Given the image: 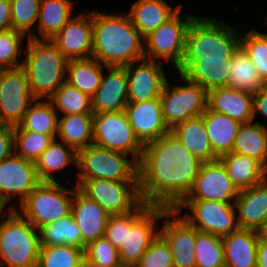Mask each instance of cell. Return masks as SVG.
Returning <instances> with one entry per match:
<instances>
[{
    "label": "cell",
    "mask_w": 267,
    "mask_h": 267,
    "mask_svg": "<svg viewBox=\"0 0 267 267\" xmlns=\"http://www.w3.org/2000/svg\"><path fill=\"white\" fill-rule=\"evenodd\" d=\"M201 164L171 132L144 145L138 163L142 202L174 209L190 191Z\"/></svg>",
    "instance_id": "obj_1"
},
{
    "label": "cell",
    "mask_w": 267,
    "mask_h": 267,
    "mask_svg": "<svg viewBox=\"0 0 267 267\" xmlns=\"http://www.w3.org/2000/svg\"><path fill=\"white\" fill-rule=\"evenodd\" d=\"M143 41V42H142ZM144 37L128 14L117 16L93 11L92 57L106 67H123L145 59Z\"/></svg>",
    "instance_id": "obj_2"
},
{
    "label": "cell",
    "mask_w": 267,
    "mask_h": 267,
    "mask_svg": "<svg viewBox=\"0 0 267 267\" xmlns=\"http://www.w3.org/2000/svg\"><path fill=\"white\" fill-rule=\"evenodd\" d=\"M238 35L234 27L214 17H195L187 30L185 52L177 71L181 74L194 60L231 59L240 46Z\"/></svg>",
    "instance_id": "obj_3"
},
{
    "label": "cell",
    "mask_w": 267,
    "mask_h": 267,
    "mask_svg": "<svg viewBox=\"0 0 267 267\" xmlns=\"http://www.w3.org/2000/svg\"><path fill=\"white\" fill-rule=\"evenodd\" d=\"M22 68L26 71L29 89L36 99H48L66 80L67 58L51 40L28 38Z\"/></svg>",
    "instance_id": "obj_4"
},
{
    "label": "cell",
    "mask_w": 267,
    "mask_h": 267,
    "mask_svg": "<svg viewBox=\"0 0 267 267\" xmlns=\"http://www.w3.org/2000/svg\"><path fill=\"white\" fill-rule=\"evenodd\" d=\"M0 223V267H37L40 235L14 206Z\"/></svg>",
    "instance_id": "obj_5"
},
{
    "label": "cell",
    "mask_w": 267,
    "mask_h": 267,
    "mask_svg": "<svg viewBox=\"0 0 267 267\" xmlns=\"http://www.w3.org/2000/svg\"><path fill=\"white\" fill-rule=\"evenodd\" d=\"M74 190L56 182H40L20 205V214L38 230L71 213Z\"/></svg>",
    "instance_id": "obj_6"
},
{
    "label": "cell",
    "mask_w": 267,
    "mask_h": 267,
    "mask_svg": "<svg viewBox=\"0 0 267 267\" xmlns=\"http://www.w3.org/2000/svg\"><path fill=\"white\" fill-rule=\"evenodd\" d=\"M127 154L91 144L78 151L79 179L138 181V163Z\"/></svg>",
    "instance_id": "obj_7"
},
{
    "label": "cell",
    "mask_w": 267,
    "mask_h": 267,
    "mask_svg": "<svg viewBox=\"0 0 267 267\" xmlns=\"http://www.w3.org/2000/svg\"><path fill=\"white\" fill-rule=\"evenodd\" d=\"M164 217L163 206H151L142 202L135 210L127 213V237L119 249L123 266L136 265L150 244L159 235L156 220Z\"/></svg>",
    "instance_id": "obj_8"
},
{
    "label": "cell",
    "mask_w": 267,
    "mask_h": 267,
    "mask_svg": "<svg viewBox=\"0 0 267 267\" xmlns=\"http://www.w3.org/2000/svg\"><path fill=\"white\" fill-rule=\"evenodd\" d=\"M76 186L110 215L129 213L142 203L138 181L79 179Z\"/></svg>",
    "instance_id": "obj_9"
},
{
    "label": "cell",
    "mask_w": 267,
    "mask_h": 267,
    "mask_svg": "<svg viewBox=\"0 0 267 267\" xmlns=\"http://www.w3.org/2000/svg\"><path fill=\"white\" fill-rule=\"evenodd\" d=\"M102 148L131 154L139 163L144 146L139 142L125 111L93 114V142Z\"/></svg>",
    "instance_id": "obj_10"
},
{
    "label": "cell",
    "mask_w": 267,
    "mask_h": 267,
    "mask_svg": "<svg viewBox=\"0 0 267 267\" xmlns=\"http://www.w3.org/2000/svg\"><path fill=\"white\" fill-rule=\"evenodd\" d=\"M180 76L186 86H173L170 90L167 80L160 96L163 120L170 130L178 123L201 116L208 103V92L203 87Z\"/></svg>",
    "instance_id": "obj_11"
},
{
    "label": "cell",
    "mask_w": 267,
    "mask_h": 267,
    "mask_svg": "<svg viewBox=\"0 0 267 267\" xmlns=\"http://www.w3.org/2000/svg\"><path fill=\"white\" fill-rule=\"evenodd\" d=\"M181 9L166 23L144 37L145 59L155 61L162 58L171 61L176 69L181 65L184 52L187 30L195 16L181 17Z\"/></svg>",
    "instance_id": "obj_12"
},
{
    "label": "cell",
    "mask_w": 267,
    "mask_h": 267,
    "mask_svg": "<svg viewBox=\"0 0 267 267\" xmlns=\"http://www.w3.org/2000/svg\"><path fill=\"white\" fill-rule=\"evenodd\" d=\"M189 207V213L183 217L198 231L225 236L239 229L234 203L212 200H182L174 209L180 212Z\"/></svg>",
    "instance_id": "obj_13"
},
{
    "label": "cell",
    "mask_w": 267,
    "mask_h": 267,
    "mask_svg": "<svg viewBox=\"0 0 267 267\" xmlns=\"http://www.w3.org/2000/svg\"><path fill=\"white\" fill-rule=\"evenodd\" d=\"M36 98L29 89L26 71L0 70V123L17 126Z\"/></svg>",
    "instance_id": "obj_14"
},
{
    "label": "cell",
    "mask_w": 267,
    "mask_h": 267,
    "mask_svg": "<svg viewBox=\"0 0 267 267\" xmlns=\"http://www.w3.org/2000/svg\"><path fill=\"white\" fill-rule=\"evenodd\" d=\"M238 189L233 185L223 163L217 159L202 162L194 183L183 200H212L234 203ZM234 199V201H232Z\"/></svg>",
    "instance_id": "obj_15"
},
{
    "label": "cell",
    "mask_w": 267,
    "mask_h": 267,
    "mask_svg": "<svg viewBox=\"0 0 267 267\" xmlns=\"http://www.w3.org/2000/svg\"><path fill=\"white\" fill-rule=\"evenodd\" d=\"M175 209L164 207L165 224L159 231V235L169 245L174 267H196L195 260V241L196 232L193 227L182 215ZM176 216L170 220V217Z\"/></svg>",
    "instance_id": "obj_16"
},
{
    "label": "cell",
    "mask_w": 267,
    "mask_h": 267,
    "mask_svg": "<svg viewBox=\"0 0 267 267\" xmlns=\"http://www.w3.org/2000/svg\"><path fill=\"white\" fill-rule=\"evenodd\" d=\"M40 182L35 162L15 153L0 161V201L5 206L16 195L21 204Z\"/></svg>",
    "instance_id": "obj_17"
},
{
    "label": "cell",
    "mask_w": 267,
    "mask_h": 267,
    "mask_svg": "<svg viewBox=\"0 0 267 267\" xmlns=\"http://www.w3.org/2000/svg\"><path fill=\"white\" fill-rule=\"evenodd\" d=\"M72 17L50 40L67 60L92 57L93 12ZM84 54V55H83Z\"/></svg>",
    "instance_id": "obj_18"
},
{
    "label": "cell",
    "mask_w": 267,
    "mask_h": 267,
    "mask_svg": "<svg viewBox=\"0 0 267 267\" xmlns=\"http://www.w3.org/2000/svg\"><path fill=\"white\" fill-rule=\"evenodd\" d=\"M134 62L123 66L127 73L128 103L160 99L167 81L160 63L143 59L135 67Z\"/></svg>",
    "instance_id": "obj_19"
},
{
    "label": "cell",
    "mask_w": 267,
    "mask_h": 267,
    "mask_svg": "<svg viewBox=\"0 0 267 267\" xmlns=\"http://www.w3.org/2000/svg\"><path fill=\"white\" fill-rule=\"evenodd\" d=\"M124 111L135 136L143 146L170 132L163 120L160 99L128 103Z\"/></svg>",
    "instance_id": "obj_20"
},
{
    "label": "cell",
    "mask_w": 267,
    "mask_h": 267,
    "mask_svg": "<svg viewBox=\"0 0 267 267\" xmlns=\"http://www.w3.org/2000/svg\"><path fill=\"white\" fill-rule=\"evenodd\" d=\"M71 213L82 234V249L97 238L104 237L110 216L97 202L84 195L75 185Z\"/></svg>",
    "instance_id": "obj_21"
},
{
    "label": "cell",
    "mask_w": 267,
    "mask_h": 267,
    "mask_svg": "<svg viewBox=\"0 0 267 267\" xmlns=\"http://www.w3.org/2000/svg\"><path fill=\"white\" fill-rule=\"evenodd\" d=\"M110 71L102 77L101 84L92 97V112L124 111L128 104L127 73L124 67H107Z\"/></svg>",
    "instance_id": "obj_22"
},
{
    "label": "cell",
    "mask_w": 267,
    "mask_h": 267,
    "mask_svg": "<svg viewBox=\"0 0 267 267\" xmlns=\"http://www.w3.org/2000/svg\"><path fill=\"white\" fill-rule=\"evenodd\" d=\"M234 206L239 229L257 231L267 219V177L250 188L240 190Z\"/></svg>",
    "instance_id": "obj_23"
},
{
    "label": "cell",
    "mask_w": 267,
    "mask_h": 267,
    "mask_svg": "<svg viewBox=\"0 0 267 267\" xmlns=\"http://www.w3.org/2000/svg\"><path fill=\"white\" fill-rule=\"evenodd\" d=\"M207 106L239 123L253 120V94L248 92L230 87L212 89L208 92Z\"/></svg>",
    "instance_id": "obj_24"
},
{
    "label": "cell",
    "mask_w": 267,
    "mask_h": 267,
    "mask_svg": "<svg viewBox=\"0 0 267 267\" xmlns=\"http://www.w3.org/2000/svg\"><path fill=\"white\" fill-rule=\"evenodd\" d=\"M222 240L225 267H257V231L238 229Z\"/></svg>",
    "instance_id": "obj_25"
},
{
    "label": "cell",
    "mask_w": 267,
    "mask_h": 267,
    "mask_svg": "<svg viewBox=\"0 0 267 267\" xmlns=\"http://www.w3.org/2000/svg\"><path fill=\"white\" fill-rule=\"evenodd\" d=\"M201 116L214 155L219 159L231 153L241 123L225 114L212 111L208 106Z\"/></svg>",
    "instance_id": "obj_26"
},
{
    "label": "cell",
    "mask_w": 267,
    "mask_h": 267,
    "mask_svg": "<svg viewBox=\"0 0 267 267\" xmlns=\"http://www.w3.org/2000/svg\"><path fill=\"white\" fill-rule=\"evenodd\" d=\"M181 9V5L173 10L164 0H138L128 13L131 22L139 33L145 37L166 23Z\"/></svg>",
    "instance_id": "obj_27"
},
{
    "label": "cell",
    "mask_w": 267,
    "mask_h": 267,
    "mask_svg": "<svg viewBox=\"0 0 267 267\" xmlns=\"http://www.w3.org/2000/svg\"><path fill=\"white\" fill-rule=\"evenodd\" d=\"M230 67L231 59H200L194 60L181 75L209 92L228 87Z\"/></svg>",
    "instance_id": "obj_28"
},
{
    "label": "cell",
    "mask_w": 267,
    "mask_h": 267,
    "mask_svg": "<svg viewBox=\"0 0 267 267\" xmlns=\"http://www.w3.org/2000/svg\"><path fill=\"white\" fill-rule=\"evenodd\" d=\"M170 132L200 161L211 162L218 159L214 155L202 116L178 123Z\"/></svg>",
    "instance_id": "obj_29"
},
{
    "label": "cell",
    "mask_w": 267,
    "mask_h": 267,
    "mask_svg": "<svg viewBox=\"0 0 267 267\" xmlns=\"http://www.w3.org/2000/svg\"><path fill=\"white\" fill-rule=\"evenodd\" d=\"M219 160L238 191L250 188L267 177V169L256 159L246 155L231 152Z\"/></svg>",
    "instance_id": "obj_30"
},
{
    "label": "cell",
    "mask_w": 267,
    "mask_h": 267,
    "mask_svg": "<svg viewBox=\"0 0 267 267\" xmlns=\"http://www.w3.org/2000/svg\"><path fill=\"white\" fill-rule=\"evenodd\" d=\"M267 127L259 122L241 123L232 152L256 159L267 169Z\"/></svg>",
    "instance_id": "obj_31"
},
{
    "label": "cell",
    "mask_w": 267,
    "mask_h": 267,
    "mask_svg": "<svg viewBox=\"0 0 267 267\" xmlns=\"http://www.w3.org/2000/svg\"><path fill=\"white\" fill-rule=\"evenodd\" d=\"M57 134L77 152L93 144V114L64 115L58 119Z\"/></svg>",
    "instance_id": "obj_32"
},
{
    "label": "cell",
    "mask_w": 267,
    "mask_h": 267,
    "mask_svg": "<svg viewBox=\"0 0 267 267\" xmlns=\"http://www.w3.org/2000/svg\"><path fill=\"white\" fill-rule=\"evenodd\" d=\"M266 86L247 53L239 46L231 58L228 87L254 94Z\"/></svg>",
    "instance_id": "obj_33"
},
{
    "label": "cell",
    "mask_w": 267,
    "mask_h": 267,
    "mask_svg": "<svg viewBox=\"0 0 267 267\" xmlns=\"http://www.w3.org/2000/svg\"><path fill=\"white\" fill-rule=\"evenodd\" d=\"M62 141L58 142L56 139L49 144L35 161L37 174L41 182H56V177L52 173L59 171L62 168L75 163L77 165L78 152L71 146Z\"/></svg>",
    "instance_id": "obj_34"
},
{
    "label": "cell",
    "mask_w": 267,
    "mask_h": 267,
    "mask_svg": "<svg viewBox=\"0 0 267 267\" xmlns=\"http://www.w3.org/2000/svg\"><path fill=\"white\" fill-rule=\"evenodd\" d=\"M102 64L95 58L69 60L66 82L92 98L103 77Z\"/></svg>",
    "instance_id": "obj_35"
},
{
    "label": "cell",
    "mask_w": 267,
    "mask_h": 267,
    "mask_svg": "<svg viewBox=\"0 0 267 267\" xmlns=\"http://www.w3.org/2000/svg\"><path fill=\"white\" fill-rule=\"evenodd\" d=\"M73 2L70 0H41L37 27L43 40H50L71 19Z\"/></svg>",
    "instance_id": "obj_36"
},
{
    "label": "cell",
    "mask_w": 267,
    "mask_h": 267,
    "mask_svg": "<svg viewBox=\"0 0 267 267\" xmlns=\"http://www.w3.org/2000/svg\"><path fill=\"white\" fill-rule=\"evenodd\" d=\"M38 231L41 246L70 245L82 249V234L72 213Z\"/></svg>",
    "instance_id": "obj_37"
},
{
    "label": "cell",
    "mask_w": 267,
    "mask_h": 267,
    "mask_svg": "<svg viewBox=\"0 0 267 267\" xmlns=\"http://www.w3.org/2000/svg\"><path fill=\"white\" fill-rule=\"evenodd\" d=\"M36 99L32 103L19 126L30 132L51 135L54 139L57 134L58 116L54 105L49 100L48 102Z\"/></svg>",
    "instance_id": "obj_38"
},
{
    "label": "cell",
    "mask_w": 267,
    "mask_h": 267,
    "mask_svg": "<svg viewBox=\"0 0 267 267\" xmlns=\"http://www.w3.org/2000/svg\"><path fill=\"white\" fill-rule=\"evenodd\" d=\"M48 100L55 105L54 108L61 110L65 115L93 114L92 98L66 81Z\"/></svg>",
    "instance_id": "obj_39"
},
{
    "label": "cell",
    "mask_w": 267,
    "mask_h": 267,
    "mask_svg": "<svg viewBox=\"0 0 267 267\" xmlns=\"http://www.w3.org/2000/svg\"><path fill=\"white\" fill-rule=\"evenodd\" d=\"M196 267H225L223 240L208 232H196Z\"/></svg>",
    "instance_id": "obj_40"
},
{
    "label": "cell",
    "mask_w": 267,
    "mask_h": 267,
    "mask_svg": "<svg viewBox=\"0 0 267 267\" xmlns=\"http://www.w3.org/2000/svg\"><path fill=\"white\" fill-rule=\"evenodd\" d=\"M84 250L70 245L41 246L37 267H82Z\"/></svg>",
    "instance_id": "obj_41"
},
{
    "label": "cell",
    "mask_w": 267,
    "mask_h": 267,
    "mask_svg": "<svg viewBox=\"0 0 267 267\" xmlns=\"http://www.w3.org/2000/svg\"><path fill=\"white\" fill-rule=\"evenodd\" d=\"M13 134L14 153L32 162L40 157L54 139L51 135L24 130L19 125L13 127Z\"/></svg>",
    "instance_id": "obj_42"
},
{
    "label": "cell",
    "mask_w": 267,
    "mask_h": 267,
    "mask_svg": "<svg viewBox=\"0 0 267 267\" xmlns=\"http://www.w3.org/2000/svg\"><path fill=\"white\" fill-rule=\"evenodd\" d=\"M240 37V46L247 53L261 79L267 85V34L252 29Z\"/></svg>",
    "instance_id": "obj_43"
},
{
    "label": "cell",
    "mask_w": 267,
    "mask_h": 267,
    "mask_svg": "<svg viewBox=\"0 0 267 267\" xmlns=\"http://www.w3.org/2000/svg\"><path fill=\"white\" fill-rule=\"evenodd\" d=\"M84 258L89 267H123L119 250L105 237L97 238L86 245Z\"/></svg>",
    "instance_id": "obj_44"
},
{
    "label": "cell",
    "mask_w": 267,
    "mask_h": 267,
    "mask_svg": "<svg viewBox=\"0 0 267 267\" xmlns=\"http://www.w3.org/2000/svg\"><path fill=\"white\" fill-rule=\"evenodd\" d=\"M41 0H10L12 29L20 31L26 35L29 31L31 39L40 40L32 32L31 26L38 22L39 7Z\"/></svg>",
    "instance_id": "obj_45"
},
{
    "label": "cell",
    "mask_w": 267,
    "mask_h": 267,
    "mask_svg": "<svg viewBox=\"0 0 267 267\" xmlns=\"http://www.w3.org/2000/svg\"><path fill=\"white\" fill-rule=\"evenodd\" d=\"M25 36L24 33L14 29L0 32V70L22 67L23 62L18 63L17 57L23 52L19 46Z\"/></svg>",
    "instance_id": "obj_46"
},
{
    "label": "cell",
    "mask_w": 267,
    "mask_h": 267,
    "mask_svg": "<svg viewBox=\"0 0 267 267\" xmlns=\"http://www.w3.org/2000/svg\"><path fill=\"white\" fill-rule=\"evenodd\" d=\"M137 267H174L173 257L167 242L158 235L141 256Z\"/></svg>",
    "instance_id": "obj_47"
},
{
    "label": "cell",
    "mask_w": 267,
    "mask_h": 267,
    "mask_svg": "<svg viewBox=\"0 0 267 267\" xmlns=\"http://www.w3.org/2000/svg\"><path fill=\"white\" fill-rule=\"evenodd\" d=\"M104 237L118 250L120 249L127 237V213L109 216Z\"/></svg>",
    "instance_id": "obj_48"
},
{
    "label": "cell",
    "mask_w": 267,
    "mask_h": 267,
    "mask_svg": "<svg viewBox=\"0 0 267 267\" xmlns=\"http://www.w3.org/2000/svg\"><path fill=\"white\" fill-rule=\"evenodd\" d=\"M14 153L13 127L0 123V161Z\"/></svg>",
    "instance_id": "obj_49"
},
{
    "label": "cell",
    "mask_w": 267,
    "mask_h": 267,
    "mask_svg": "<svg viewBox=\"0 0 267 267\" xmlns=\"http://www.w3.org/2000/svg\"><path fill=\"white\" fill-rule=\"evenodd\" d=\"M12 29L10 0H0V32Z\"/></svg>",
    "instance_id": "obj_50"
},
{
    "label": "cell",
    "mask_w": 267,
    "mask_h": 267,
    "mask_svg": "<svg viewBox=\"0 0 267 267\" xmlns=\"http://www.w3.org/2000/svg\"><path fill=\"white\" fill-rule=\"evenodd\" d=\"M256 112L267 117V86L253 94V119Z\"/></svg>",
    "instance_id": "obj_51"
},
{
    "label": "cell",
    "mask_w": 267,
    "mask_h": 267,
    "mask_svg": "<svg viewBox=\"0 0 267 267\" xmlns=\"http://www.w3.org/2000/svg\"><path fill=\"white\" fill-rule=\"evenodd\" d=\"M257 267H267V241L258 240Z\"/></svg>",
    "instance_id": "obj_52"
},
{
    "label": "cell",
    "mask_w": 267,
    "mask_h": 267,
    "mask_svg": "<svg viewBox=\"0 0 267 267\" xmlns=\"http://www.w3.org/2000/svg\"><path fill=\"white\" fill-rule=\"evenodd\" d=\"M259 240L267 241V219L257 230Z\"/></svg>",
    "instance_id": "obj_53"
},
{
    "label": "cell",
    "mask_w": 267,
    "mask_h": 267,
    "mask_svg": "<svg viewBox=\"0 0 267 267\" xmlns=\"http://www.w3.org/2000/svg\"><path fill=\"white\" fill-rule=\"evenodd\" d=\"M5 205L0 201V215H1V217L3 216L4 217V215H5V213H1L5 208Z\"/></svg>",
    "instance_id": "obj_54"
},
{
    "label": "cell",
    "mask_w": 267,
    "mask_h": 267,
    "mask_svg": "<svg viewBox=\"0 0 267 267\" xmlns=\"http://www.w3.org/2000/svg\"><path fill=\"white\" fill-rule=\"evenodd\" d=\"M123 267H137L136 265H133V266H123Z\"/></svg>",
    "instance_id": "obj_55"
}]
</instances>
